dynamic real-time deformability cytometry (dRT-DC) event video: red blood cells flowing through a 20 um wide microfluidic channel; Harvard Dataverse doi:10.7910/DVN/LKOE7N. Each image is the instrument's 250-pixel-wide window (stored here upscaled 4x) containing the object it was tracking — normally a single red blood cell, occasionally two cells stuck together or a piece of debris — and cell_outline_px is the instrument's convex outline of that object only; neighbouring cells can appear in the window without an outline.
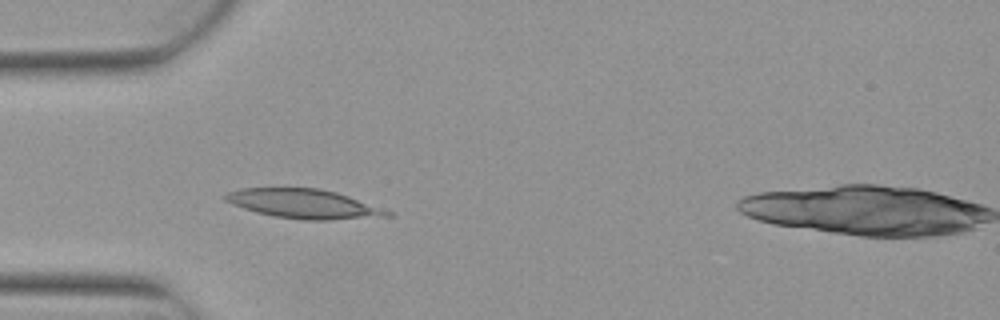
{"species": "Egyptian fruit bat (a non-hibernating species)", "species_latin": "Rousettus aegyptiacus", "temperature_condition": "warm", "stored_images_in_passage": 2, "camera_frame_rate_fps": 3000, "um_per_image_px": 0.085, "animal": {"sex": "female"}, "frame": {"image": 1, "passage_image": 1, "time_ms": 0.0, "image_size_px": [1000, 320], "cell_outline_px": [[392, 216], [328, 220], [304, 220], [272, 216], [256, 212], [232, 204], [224, 200], [224, 196], [228, 192], [244, 188], [320, 188], [336, 192], [348, 196], [392, 212]], "centroid_in_image_um": [25.8, 17.33], "position_along_channel_um": 59.2, "area_um2": 27.4}}